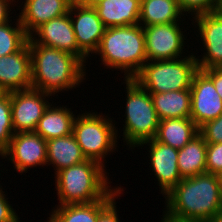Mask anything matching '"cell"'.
<instances>
[{"mask_svg":"<svg viewBox=\"0 0 222 222\" xmlns=\"http://www.w3.org/2000/svg\"><path fill=\"white\" fill-rule=\"evenodd\" d=\"M164 198L163 213L176 219L207 222L222 209L221 182L212 173L184 178Z\"/></svg>","mask_w":222,"mask_h":222,"instance_id":"6da1fadb","label":"cell"},{"mask_svg":"<svg viewBox=\"0 0 222 222\" xmlns=\"http://www.w3.org/2000/svg\"><path fill=\"white\" fill-rule=\"evenodd\" d=\"M32 88L50 95L79 87L86 79V65L76 56L35 43L28 38Z\"/></svg>","mask_w":222,"mask_h":222,"instance_id":"7a4b0ae2","label":"cell"},{"mask_svg":"<svg viewBox=\"0 0 222 222\" xmlns=\"http://www.w3.org/2000/svg\"><path fill=\"white\" fill-rule=\"evenodd\" d=\"M96 54L104 68L119 69L125 79H132L147 62L143 27L137 24L106 28Z\"/></svg>","mask_w":222,"mask_h":222,"instance_id":"3957f363","label":"cell"},{"mask_svg":"<svg viewBox=\"0 0 222 222\" xmlns=\"http://www.w3.org/2000/svg\"><path fill=\"white\" fill-rule=\"evenodd\" d=\"M105 168L99 162L87 159L57 172L54 182L58 205L87 204L103 200L114 189Z\"/></svg>","mask_w":222,"mask_h":222,"instance_id":"277c9868","label":"cell"},{"mask_svg":"<svg viewBox=\"0 0 222 222\" xmlns=\"http://www.w3.org/2000/svg\"><path fill=\"white\" fill-rule=\"evenodd\" d=\"M124 83L127 97L122 140L129 146L128 150H132L145 141L155 139L160 120L150 93L133 79L124 78Z\"/></svg>","mask_w":222,"mask_h":222,"instance_id":"5b68a950","label":"cell"},{"mask_svg":"<svg viewBox=\"0 0 222 222\" xmlns=\"http://www.w3.org/2000/svg\"><path fill=\"white\" fill-rule=\"evenodd\" d=\"M113 121L116 122L114 118L92 110L81 115L79 113L73 124L72 134L83 155L86 159L97 161L105 167L107 155L118 152L116 148L120 136L118 137L119 131Z\"/></svg>","mask_w":222,"mask_h":222,"instance_id":"8992f818","label":"cell"},{"mask_svg":"<svg viewBox=\"0 0 222 222\" xmlns=\"http://www.w3.org/2000/svg\"><path fill=\"white\" fill-rule=\"evenodd\" d=\"M196 52L172 60L147 61L132 78L149 93L190 90L199 70Z\"/></svg>","mask_w":222,"mask_h":222,"instance_id":"52a82bcc","label":"cell"},{"mask_svg":"<svg viewBox=\"0 0 222 222\" xmlns=\"http://www.w3.org/2000/svg\"><path fill=\"white\" fill-rule=\"evenodd\" d=\"M181 22L145 26V50L147 61L172 60L185 57L183 51L186 50L187 37L183 33L186 31L180 28ZM180 24V25H179ZM183 54V55H182Z\"/></svg>","mask_w":222,"mask_h":222,"instance_id":"ba28073f","label":"cell"},{"mask_svg":"<svg viewBox=\"0 0 222 222\" xmlns=\"http://www.w3.org/2000/svg\"><path fill=\"white\" fill-rule=\"evenodd\" d=\"M52 95L29 88L11 92V116L14 133L34 132Z\"/></svg>","mask_w":222,"mask_h":222,"instance_id":"9c48e42d","label":"cell"},{"mask_svg":"<svg viewBox=\"0 0 222 222\" xmlns=\"http://www.w3.org/2000/svg\"><path fill=\"white\" fill-rule=\"evenodd\" d=\"M1 156V159L7 158L17 172L27 173L29 168L47 166V142L35 132L15 133Z\"/></svg>","mask_w":222,"mask_h":222,"instance_id":"30bf717a","label":"cell"},{"mask_svg":"<svg viewBox=\"0 0 222 222\" xmlns=\"http://www.w3.org/2000/svg\"><path fill=\"white\" fill-rule=\"evenodd\" d=\"M192 18L191 24L195 28L198 27L196 31L200 35L196 33V37L202 40L204 47L202 57L195 56L199 69L220 67L222 65V15L218 11H213Z\"/></svg>","mask_w":222,"mask_h":222,"instance_id":"8fae6325","label":"cell"},{"mask_svg":"<svg viewBox=\"0 0 222 222\" xmlns=\"http://www.w3.org/2000/svg\"><path fill=\"white\" fill-rule=\"evenodd\" d=\"M145 147L149 153L152 174H154L157 184L160 186L162 196L167 195L181 180V174L178 169V149L155 139L145 141L138 147ZM149 150H148V149Z\"/></svg>","mask_w":222,"mask_h":222,"instance_id":"7c38bea8","label":"cell"},{"mask_svg":"<svg viewBox=\"0 0 222 222\" xmlns=\"http://www.w3.org/2000/svg\"><path fill=\"white\" fill-rule=\"evenodd\" d=\"M35 43L56 48L78 57L85 65L88 57L78 48L70 14L51 19L30 36Z\"/></svg>","mask_w":222,"mask_h":222,"instance_id":"4fadbf2b","label":"cell"},{"mask_svg":"<svg viewBox=\"0 0 222 222\" xmlns=\"http://www.w3.org/2000/svg\"><path fill=\"white\" fill-rule=\"evenodd\" d=\"M191 92V119L200 127L222 114V99L212 80L199 69L193 77Z\"/></svg>","mask_w":222,"mask_h":222,"instance_id":"5bb4252c","label":"cell"},{"mask_svg":"<svg viewBox=\"0 0 222 222\" xmlns=\"http://www.w3.org/2000/svg\"><path fill=\"white\" fill-rule=\"evenodd\" d=\"M69 14L78 48L90 58L97 50L106 27L93 7L72 3Z\"/></svg>","mask_w":222,"mask_h":222,"instance_id":"9a60e30c","label":"cell"},{"mask_svg":"<svg viewBox=\"0 0 222 222\" xmlns=\"http://www.w3.org/2000/svg\"><path fill=\"white\" fill-rule=\"evenodd\" d=\"M0 86L6 93L32 88L28 42L19 51L0 57Z\"/></svg>","mask_w":222,"mask_h":222,"instance_id":"2e32d148","label":"cell"},{"mask_svg":"<svg viewBox=\"0 0 222 222\" xmlns=\"http://www.w3.org/2000/svg\"><path fill=\"white\" fill-rule=\"evenodd\" d=\"M24 1V2H23ZM18 16L26 34L30 36L42 24L69 13V0H23ZM24 3V4H23ZM23 4V5H22Z\"/></svg>","mask_w":222,"mask_h":222,"instance_id":"e0dca14e","label":"cell"},{"mask_svg":"<svg viewBox=\"0 0 222 222\" xmlns=\"http://www.w3.org/2000/svg\"><path fill=\"white\" fill-rule=\"evenodd\" d=\"M122 186L114 189L103 199L87 204L55 205L46 222H97L99 215L114 201L121 197Z\"/></svg>","mask_w":222,"mask_h":222,"instance_id":"ac0fdd59","label":"cell"},{"mask_svg":"<svg viewBox=\"0 0 222 222\" xmlns=\"http://www.w3.org/2000/svg\"><path fill=\"white\" fill-rule=\"evenodd\" d=\"M141 0H103L96 7L106 28L139 24Z\"/></svg>","mask_w":222,"mask_h":222,"instance_id":"d6986e66","label":"cell"},{"mask_svg":"<svg viewBox=\"0 0 222 222\" xmlns=\"http://www.w3.org/2000/svg\"><path fill=\"white\" fill-rule=\"evenodd\" d=\"M53 103L52 100V103L38 121L34 131L46 141L72 134L73 124L76 118V114L74 115V112L71 111V108H68L67 105L56 106V103Z\"/></svg>","mask_w":222,"mask_h":222,"instance_id":"ffe728a7","label":"cell"},{"mask_svg":"<svg viewBox=\"0 0 222 222\" xmlns=\"http://www.w3.org/2000/svg\"><path fill=\"white\" fill-rule=\"evenodd\" d=\"M47 142V165H52L55 174L67 167L86 161L73 134L49 139Z\"/></svg>","mask_w":222,"mask_h":222,"instance_id":"44dd1931","label":"cell"},{"mask_svg":"<svg viewBox=\"0 0 222 222\" xmlns=\"http://www.w3.org/2000/svg\"><path fill=\"white\" fill-rule=\"evenodd\" d=\"M199 134V127L191 118L160 120L155 140L176 149L183 148Z\"/></svg>","mask_w":222,"mask_h":222,"instance_id":"7402d4cb","label":"cell"},{"mask_svg":"<svg viewBox=\"0 0 222 222\" xmlns=\"http://www.w3.org/2000/svg\"><path fill=\"white\" fill-rule=\"evenodd\" d=\"M185 20L178 0H141L139 24L142 27Z\"/></svg>","mask_w":222,"mask_h":222,"instance_id":"603a6c76","label":"cell"},{"mask_svg":"<svg viewBox=\"0 0 222 222\" xmlns=\"http://www.w3.org/2000/svg\"><path fill=\"white\" fill-rule=\"evenodd\" d=\"M159 120L191 117L190 90L150 93Z\"/></svg>","mask_w":222,"mask_h":222,"instance_id":"cb8c5ba5","label":"cell"},{"mask_svg":"<svg viewBox=\"0 0 222 222\" xmlns=\"http://www.w3.org/2000/svg\"><path fill=\"white\" fill-rule=\"evenodd\" d=\"M206 151L207 143L200 134L178 149L177 164L182 179L206 173Z\"/></svg>","mask_w":222,"mask_h":222,"instance_id":"d4e9b609","label":"cell"},{"mask_svg":"<svg viewBox=\"0 0 222 222\" xmlns=\"http://www.w3.org/2000/svg\"><path fill=\"white\" fill-rule=\"evenodd\" d=\"M14 18L16 17H13V20H16L14 25L12 19L0 25V57L19 51L28 42L29 36L21 25L19 18Z\"/></svg>","mask_w":222,"mask_h":222,"instance_id":"484cf974","label":"cell"},{"mask_svg":"<svg viewBox=\"0 0 222 222\" xmlns=\"http://www.w3.org/2000/svg\"><path fill=\"white\" fill-rule=\"evenodd\" d=\"M11 116V92L0 98V157L8 149L14 135Z\"/></svg>","mask_w":222,"mask_h":222,"instance_id":"4316f807","label":"cell"},{"mask_svg":"<svg viewBox=\"0 0 222 222\" xmlns=\"http://www.w3.org/2000/svg\"><path fill=\"white\" fill-rule=\"evenodd\" d=\"M219 1L220 0H178V5L182 13L188 18L189 15L195 17L217 11Z\"/></svg>","mask_w":222,"mask_h":222,"instance_id":"83f0119b","label":"cell"},{"mask_svg":"<svg viewBox=\"0 0 222 222\" xmlns=\"http://www.w3.org/2000/svg\"><path fill=\"white\" fill-rule=\"evenodd\" d=\"M199 134L206 143H222V114L218 118L201 125L199 127Z\"/></svg>","mask_w":222,"mask_h":222,"instance_id":"f1b7e54d","label":"cell"},{"mask_svg":"<svg viewBox=\"0 0 222 222\" xmlns=\"http://www.w3.org/2000/svg\"><path fill=\"white\" fill-rule=\"evenodd\" d=\"M222 172V143H207L206 173L219 174Z\"/></svg>","mask_w":222,"mask_h":222,"instance_id":"f546056e","label":"cell"},{"mask_svg":"<svg viewBox=\"0 0 222 222\" xmlns=\"http://www.w3.org/2000/svg\"><path fill=\"white\" fill-rule=\"evenodd\" d=\"M7 196L0 185V222H20V218L8 201Z\"/></svg>","mask_w":222,"mask_h":222,"instance_id":"4dcf8cb0","label":"cell"},{"mask_svg":"<svg viewBox=\"0 0 222 222\" xmlns=\"http://www.w3.org/2000/svg\"><path fill=\"white\" fill-rule=\"evenodd\" d=\"M201 70L212 80L216 92L222 99V68L211 67Z\"/></svg>","mask_w":222,"mask_h":222,"instance_id":"1f68e13d","label":"cell"},{"mask_svg":"<svg viewBox=\"0 0 222 222\" xmlns=\"http://www.w3.org/2000/svg\"><path fill=\"white\" fill-rule=\"evenodd\" d=\"M116 201L114 200L100 215L97 222H121L118 218V211L116 206Z\"/></svg>","mask_w":222,"mask_h":222,"instance_id":"d6a6232c","label":"cell"},{"mask_svg":"<svg viewBox=\"0 0 222 222\" xmlns=\"http://www.w3.org/2000/svg\"><path fill=\"white\" fill-rule=\"evenodd\" d=\"M19 0L15 1V0H0V25L4 24L6 22H9L13 16H10L13 11L11 10L13 7L12 5H14V7L16 6L15 4H17L16 2H18ZM11 5V6H10ZM10 11H12L10 13ZM10 16V17H9Z\"/></svg>","mask_w":222,"mask_h":222,"instance_id":"836d02e7","label":"cell"},{"mask_svg":"<svg viewBox=\"0 0 222 222\" xmlns=\"http://www.w3.org/2000/svg\"><path fill=\"white\" fill-rule=\"evenodd\" d=\"M103 0H79L77 4L85 7H96Z\"/></svg>","mask_w":222,"mask_h":222,"instance_id":"e575fe53","label":"cell"},{"mask_svg":"<svg viewBox=\"0 0 222 222\" xmlns=\"http://www.w3.org/2000/svg\"><path fill=\"white\" fill-rule=\"evenodd\" d=\"M163 218H161V222H199V221H190V220H181V219H176L173 218L169 215H167L166 213L162 214Z\"/></svg>","mask_w":222,"mask_h":222,"instance_id":"d590c367","label":"cell"},{"mask_svg":"<svg viewBox=\"0 0 222 222\" xmlns=\"http://www.w3.org/2000/svg\"><path fill=\"white\" fill-rule=\"evenodd\" d=\"M207 222H222V209L213 219H211Z\"/></svg>","mask_w":222,"mask_h":222,"instance_id":"8d00e7d4","label":"cell"},{"mask_svg":"<svg viewBox=\"0 0 222 222\" xmlns=\"http://www.w3.org/2000/svg\"><path fill=\"white\" fill-rule=\"evenodd\" d=\"M217 11L222 15V0L219 1V5H218Z\"/></svg>","mask_w":222,"mask_h":222,"instance_id":"74e56055","label":"cell"},{"mask_svg":"<svg viewBox=\"0 0 222 222\" xmlns=\"http://www.w3.org/2000/svg\"><path fill=\"white\" fill-rule=\"evenodd\" d=\"M5 94H6V92L0 86V98H2Z\"/></svg>","mask_w":222,"mask_h":222,"instance_id":"f35d334b","label":"cell"},{"mask_svg":"<svg viewBox=\"0 0 222 222\" xmlns=\"http://www.w3.org/2000/svg\"><path fill=\"white\" fill-rule=\"evenodd\" d=\"M218 177H219V180H220V182H221V188H222V172H220V173L218 174Z\"/></svg>","mask_w":222,"mask_h":222,"instance_id":"ab89813d","label":"cell"},{"mask_svg":"<svg viewBox=\"0 0 222 222\" xmlns=\"http://www.w3.org/2000/svg\"><path fill=\"white\" fill-rule=\"evenodd\" d=\"M71 3H77L79 0H69Z\"/></svg>","mask_w":222,"mask_h":222,"instance_id":"60d3db41","label":"cell"}]
</instances>
